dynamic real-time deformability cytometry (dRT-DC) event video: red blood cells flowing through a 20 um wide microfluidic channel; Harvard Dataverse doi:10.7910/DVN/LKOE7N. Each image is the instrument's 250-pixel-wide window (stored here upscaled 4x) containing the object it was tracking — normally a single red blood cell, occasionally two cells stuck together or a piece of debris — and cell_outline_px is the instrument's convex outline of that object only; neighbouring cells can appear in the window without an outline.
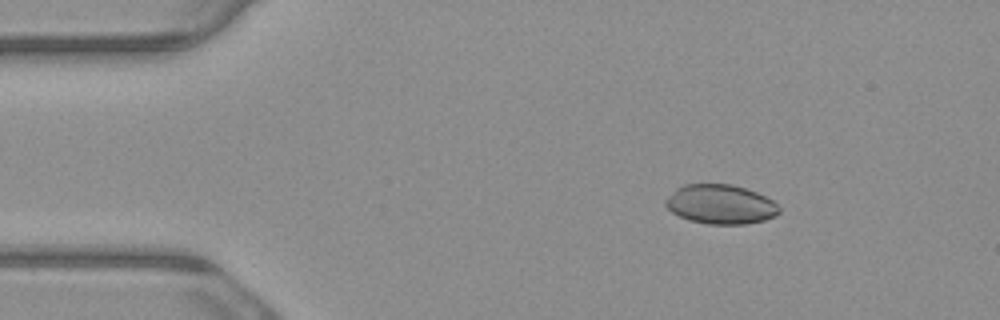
{"species": "common noctule bat (a hibernating species)", "species_latin": "Nyctalus noctula", "temperature_condition": "warm", "stored_images_in_passage": 5, "camera_frame_rate_fps": 3000, "um_per_image_px": 0.085, "animal": {"sex": "male", "body_mass_g": 23.1, "forearm_length_mm": 52.7}, "frame": {"image": 1, "passage_image": 2, "time_ms": 0.333, "image_size_px": [1000, 320], "cell_outline_px": [[780, 212], [776, 216], [764, 220], [744, 224], [708, 224], [688, 220], [672, 212], [664, 204], [664, 200], [676, 188], [684, 184], [732, 184], [756, 192], [772, 200], [780, 208]], "centroid_in_image_um": [61.23, 17.37], "position_along_channel_um": 23.8, "area_um2": 26.07}}
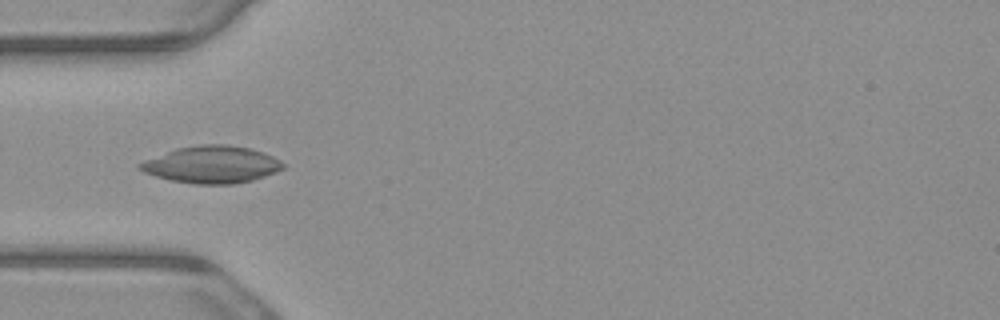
{"frame": {"image": 2, "passage_image": 4, "time_ms": 1.0, "image_size_px": [1000, 320], "cell_outline_px": [[284, 168], [276, 172], [252, 180], [232, 184], [192, 184], [172, 180], [156, 176], [144, 172], [136, 168], [136, 164], [144, 160], [176, 148], [200, 144], [228, 144], [248, 148], [272, 156], [280, 160], [284, 164]], "centroid_in_image_um": [17.96, 13.98], "position_along_channel_um": 67.0, "area_um2": 30.92}}
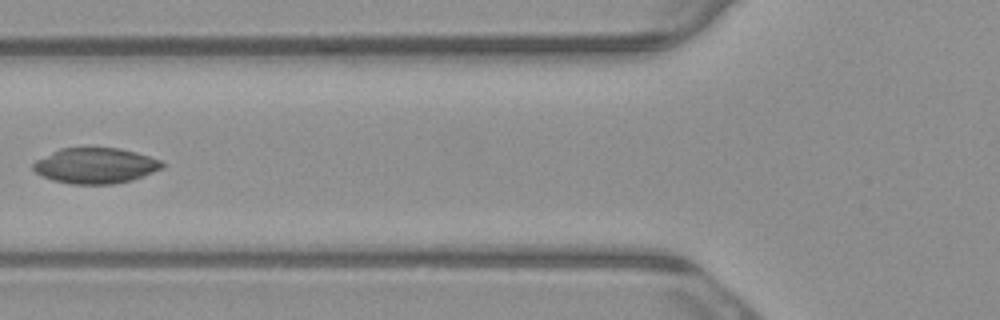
{"frame": {"image": 3, "passage_image": 5, "time_ms": 1.333, "image_size_px": [1000, 320], "cell_outline_px": [[164, 168], [144, 176], [132, 180], [112, 184], [72, 184], [52, 180], [36, 172], [32, 168], [32, 164], [36, 160], [60, 148], [120, 148], [136, 152], [160, 160], [164, 164]], "centroid_in_image_um": [8.13, 14.08], "position_along_channel_um": 117.7, "area_um2": 26.7}}